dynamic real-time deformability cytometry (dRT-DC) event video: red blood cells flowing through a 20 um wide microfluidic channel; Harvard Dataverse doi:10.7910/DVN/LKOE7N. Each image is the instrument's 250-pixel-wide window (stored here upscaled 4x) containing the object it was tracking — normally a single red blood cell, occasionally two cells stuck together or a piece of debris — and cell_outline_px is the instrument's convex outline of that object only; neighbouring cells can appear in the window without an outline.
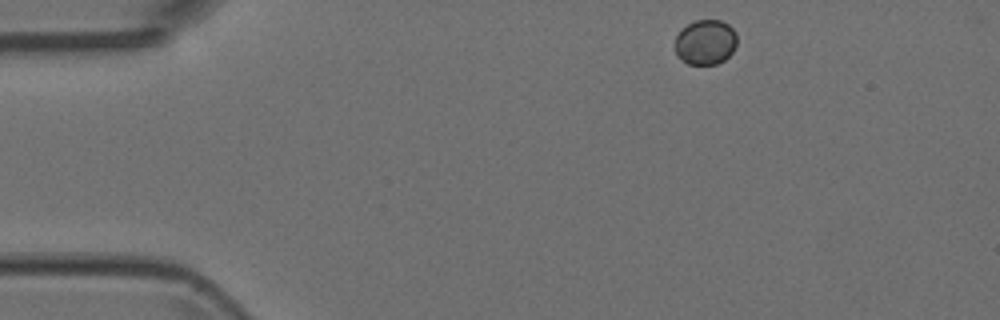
{"species": "Egyptian fruit bat (a non-hibernating species)", "species_latin": "Rousettus aegyptiacus", "temperature_condition": "room temperature", "stored_images_in_passage": 3, "camera_frame_rate_fps": 3000, "um_per_image_px": 0.085, "animal": {"sex": "female"}, "frame": {"image": 1, "passage_image": 1, "time_ms": 0.0, "image_size_px": [1000, 320], "cell_outline_px": [[736, 44], [732, 52], [724, 60], [716, 64], [688, 64], [676, 56], [676, 36], [688, 24], [696, 20], [720, 20], [728, 24], [736, 32]], "centroid_in_image_um": [59.97, 3.59], "position_along_channel_um": 25.0, "area_um2": 16.13}}